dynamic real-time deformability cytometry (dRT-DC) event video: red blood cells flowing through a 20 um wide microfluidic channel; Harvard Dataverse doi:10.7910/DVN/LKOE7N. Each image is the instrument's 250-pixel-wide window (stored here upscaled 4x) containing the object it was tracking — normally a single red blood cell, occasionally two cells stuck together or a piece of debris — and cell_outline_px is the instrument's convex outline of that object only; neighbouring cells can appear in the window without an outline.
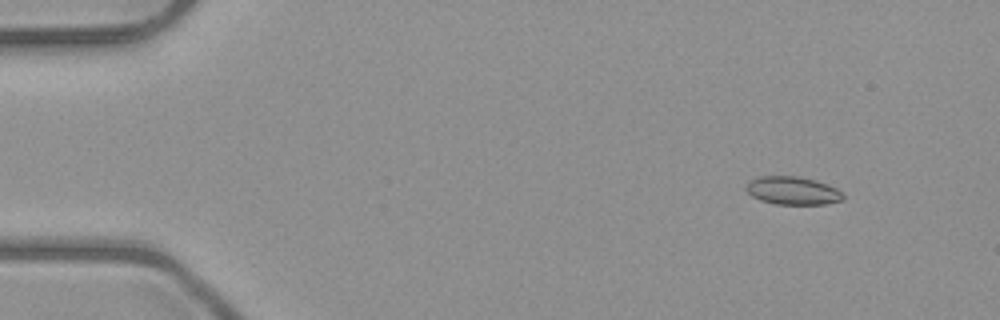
{"species": "common noctule bat (a hibernating species)", "species_latin": "Nyctalus noctula", "temperature_condition": "room temperature", "stored_images_in_passage": 5, "camera_frame_rate_fps": 3000, "um_per_image_px": 0.085, "animal": {"sex": "male", "body_mass_g": 23.1, "forearm_length_mm": 52.7}, "frame": {"image": 1, "passage_image": 1, "time_ms": 0.0, "image_size_px": [1000, 320], "cell_outline_px": [[844, 200], [824, 204], [776, 204], [760, 200], [752, 196], [744, 188], [752, 180], [760, 176], [796, 176], [816, 180], [828, 184], [844, 192]], "centroid_in_image_um": [67.42, 16.21], "position_along_channel_um": 17.6, "area_um2": 15.9}}